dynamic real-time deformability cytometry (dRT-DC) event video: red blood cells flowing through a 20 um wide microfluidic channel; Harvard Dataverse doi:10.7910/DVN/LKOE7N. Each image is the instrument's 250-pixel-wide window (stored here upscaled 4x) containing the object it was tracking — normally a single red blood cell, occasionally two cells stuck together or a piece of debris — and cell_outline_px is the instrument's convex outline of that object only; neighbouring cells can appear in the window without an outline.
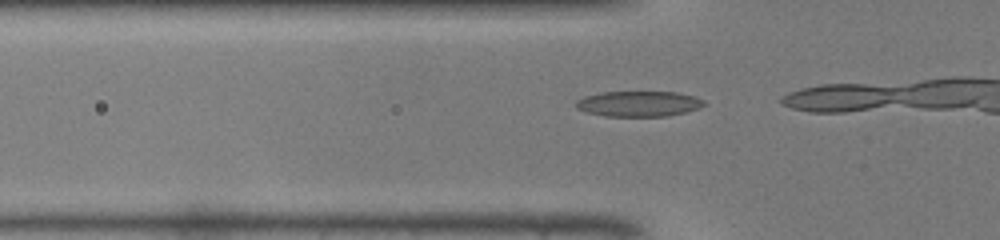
{"species": "common noctule bat (a hibernating species)", "species_latin": "Nyctalus noctula", "temperature_condition": "warm", "stored_images_in_passage": 14, "camera_frame_rate_fps": 3000, "um_per_image_px": 0.085, "animal": {"sex": "male", "body_mass_g": 19.0, "forearm_length_mm": 50.8}, "frame": {"image": 1, "passage_image": 12, "time_ms": 3.667, "image_size_px": [1000, 240], "cell_outline_px": [[704, 104], [700, 108], [668, 116], [604, 116], [588, 112], [576, 108], [576, 100], [584, 96], [604, 92], [676, 92], [696, 96], [704, 100]], "centroid_in_image_um": [54.3, 8.82], "position_along_channel_um": 71.5, "area_um2": 18.96}}